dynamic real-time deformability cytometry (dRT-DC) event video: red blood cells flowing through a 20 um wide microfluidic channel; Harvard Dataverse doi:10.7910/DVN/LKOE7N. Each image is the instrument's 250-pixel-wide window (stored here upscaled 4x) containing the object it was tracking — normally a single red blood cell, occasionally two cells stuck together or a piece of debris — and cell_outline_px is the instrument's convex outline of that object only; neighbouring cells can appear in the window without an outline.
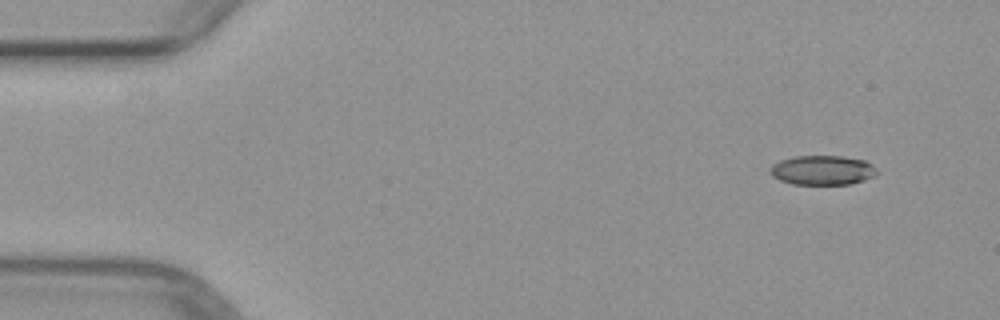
{"species": "common noctule bat (a hibernating species)", "species_latin": "Nyctalus noctula", "temperature_condition": "warm", "stored_images_in_passage": 4, "camera_frame_rate_fps": 3000, "um_per_image_px": 0.085, "animal": {"sex": "female", "body_mass_g": 29.2, "forearm_length_mm": 56.3}, "frame": {"image": 1, "passage_image": 4, "time_ms": 3.667, "image_size_px": [1000, 320], "cell_outline_px": [[880, 172], [864, 180], [852, 184], [792, 184], [780, 180], [772, 176], [768, 172], [768, 168], [772, 164], [780, 160], [792, 156], [840, 156], [864, 160], [872, 164]], "centroid_in_image_um": [69.88, 14.46], "position_along_channel_um": 15.1, "area_um2": 18.55}}